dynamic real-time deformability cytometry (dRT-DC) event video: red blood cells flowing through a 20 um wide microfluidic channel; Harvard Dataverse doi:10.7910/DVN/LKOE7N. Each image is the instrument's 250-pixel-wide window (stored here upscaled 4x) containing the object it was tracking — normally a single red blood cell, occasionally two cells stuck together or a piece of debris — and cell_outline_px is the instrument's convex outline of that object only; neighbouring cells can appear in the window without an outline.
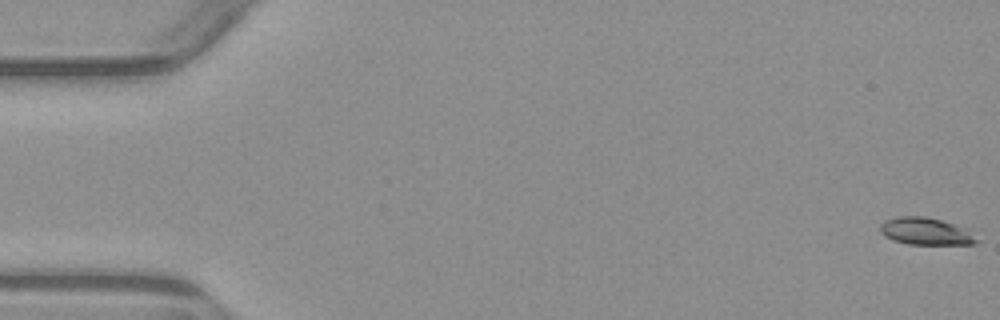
{"species": "common noctule bat (a hibernating species)", "species_latin": "Nyctalus noctula", "temperature_condition": "warm", "stored_images_in_passage": 5, "camera_frame_rate_fps": 3000, "um_per_image_px": 0.085, "animal": {"sex": "male", "body_mass_g": 23.1, "forearm_length_mm": 52.7}, "frame": {"image": 1, "passage_image": 1, "time_ms": 0.0, "image_size_px": [1000, 320], "cell_outline_px": [[980, 240], [976, 244], [908, 244], [892, 240], [884, 236], [880, 232], [880, 224], [884, 220], [896, 216], [924, 216], [940, 220], [952, 224], [960, 228]], "centroid_in_image_um": [78.58, 19.66], "position_along_channel_um": 6.4, "area_um2": 15.03}}
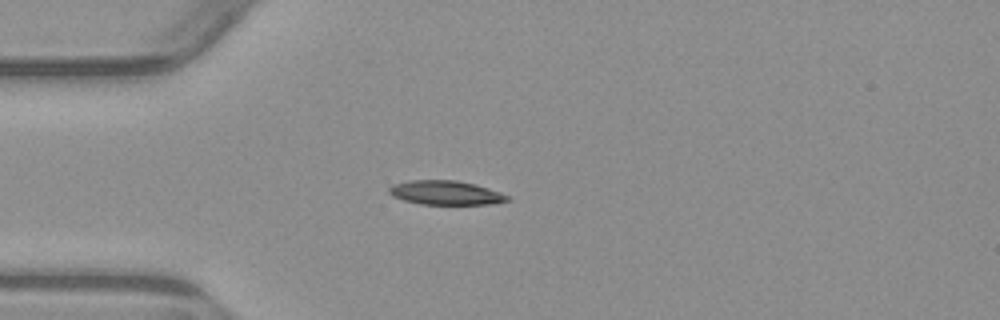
{"frame": {"image": 2, "passage_image": 4, "time_ms": 4.667, "image_size_px": [1000, 320], "cell_outline_px": [[512, 200], [492, 204], [420, 204], [404, 200], [392, 196], [388, 192], [388, 188], [392, 184], [408, 180], [456, 180], [488, 188], [500, 192], [508, 196]], "centroid_in_image_um": [37.85, 16.38], "position_along_channel_um": 47.1, "area_um2": 16.65}}